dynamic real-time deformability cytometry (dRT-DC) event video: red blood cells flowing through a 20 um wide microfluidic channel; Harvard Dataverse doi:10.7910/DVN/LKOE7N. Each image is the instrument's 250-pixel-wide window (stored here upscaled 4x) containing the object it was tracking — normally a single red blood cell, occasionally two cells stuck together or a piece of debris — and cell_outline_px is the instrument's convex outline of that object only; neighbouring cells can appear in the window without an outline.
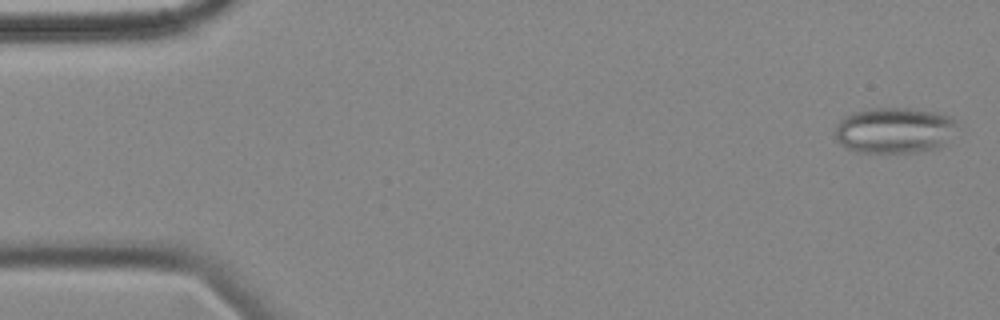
{"species": "common noctule bat (a hibernating species)", "species_latin": "Nyctalus noctula", "temperature_condition": "cold", "stored_images_in_passage": 5, "camera_frame_rate_fps": 3000, "um_per_image_px": 0.085, "animal": {"sex": "female", "body_mass_g": 18.4}, "frame": {"image": 1, "passage_image": 1, "time_ms": 0.0, "image_size_px": [1000, 320], "cell_outline_px": [[960, 124], [944, 144], [936, 148], [916, 152], [856, 152], [840, 144], [832, 136], [836, 124], [844, 116], [868, 108], [912, 108], [936, 112], [952, 116]], "centroid_in_image_um": [76.01, 11.06], "position_along_channel_um": 9.0, "area_um2": 33.06}}